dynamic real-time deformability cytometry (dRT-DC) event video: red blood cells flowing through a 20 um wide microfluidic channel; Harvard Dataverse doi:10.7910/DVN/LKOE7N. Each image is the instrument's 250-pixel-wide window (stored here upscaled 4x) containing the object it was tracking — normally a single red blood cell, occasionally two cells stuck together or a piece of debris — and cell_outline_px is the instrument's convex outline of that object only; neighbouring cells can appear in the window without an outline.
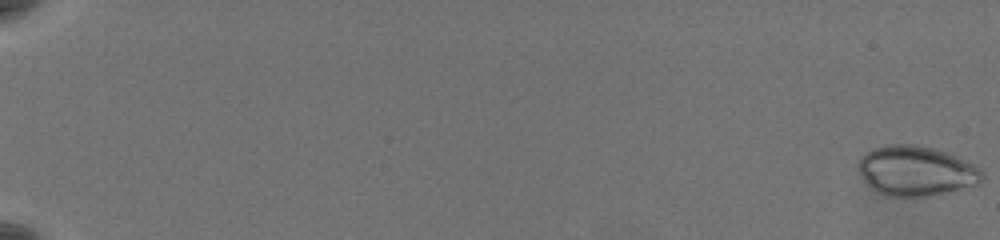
{"species": "common noctule bat (a hibernating species)", "species_latin": "Nyctalus noctula", "temperature_condition": "warm", "stored_images_in_passage": 61, "camera_frame_rate_fps": 3000, "um_per_image_px": 0.085, "animal": {"sex": "female", "body_mass_g": 19.5, "forearm_length_mm": 54.1}, "frame": {"image": 1, "passage_image": 1, "time_ms": 0.0, "image_size_px": [1000, 240], "cell_outline_px": [[984, 176], [976, 184], [924, 196], [892, 196], [876, 192], [864, 180], [860, 172], [860, 156], [876, 148], [900, 144], [908, 144], [932, 148], [948, 152], [976, 164]], "centroid_in_image_um": [77.88, 14.51], "position_along_channel_um": 7.1, "area_um2": 35.08}}
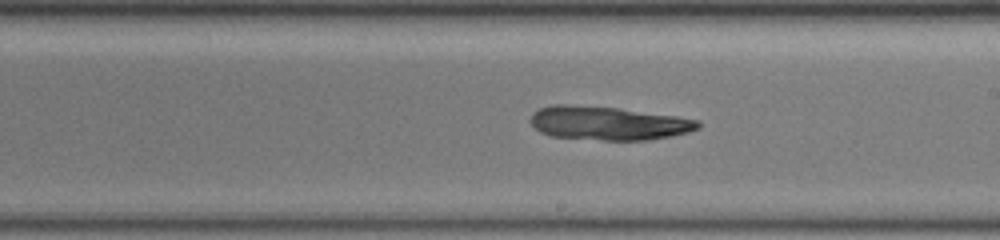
{"frame": {"image": 2, "passage_image": 39, "time_ms": 12.667, "image_size_px": [1000, 240], "cell_outline_px": [[700, 128], [688, 132], [672, 136], [648, 140], [604, 140], [552, 136], [540, 132], [532, 124], [532, 112], [540, 108], [552, 104], [564, 104], [616, 108], [676, 116], [696, 120], [700, 124]], "centroid_in_image_um": [51.69, 10.47], "position_along_channel_um": 237.3, "area_um2": 32.54}}
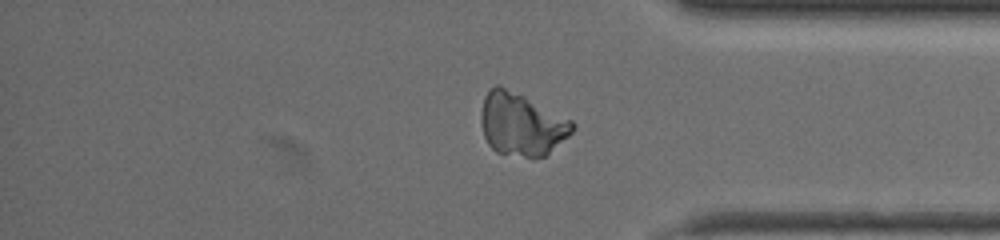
{"frame": {"image": 3, "passage_image": 52, "time_ms": 17.0, "image_size_px": [1000, 240], "cell_outline_px": [[576, 124], [572, 132], [568, 136], [544, 156], [532, 160], [496, 152], [488, 144], [484, 136], [480, 120], [480, 116], [484, 96], [496, 84], [500, 84], [572, 120]], "centroid_in_image_um": [44.31, 10.59], "position_along_channel_um": 390.9, "area_um2": 33.58}}